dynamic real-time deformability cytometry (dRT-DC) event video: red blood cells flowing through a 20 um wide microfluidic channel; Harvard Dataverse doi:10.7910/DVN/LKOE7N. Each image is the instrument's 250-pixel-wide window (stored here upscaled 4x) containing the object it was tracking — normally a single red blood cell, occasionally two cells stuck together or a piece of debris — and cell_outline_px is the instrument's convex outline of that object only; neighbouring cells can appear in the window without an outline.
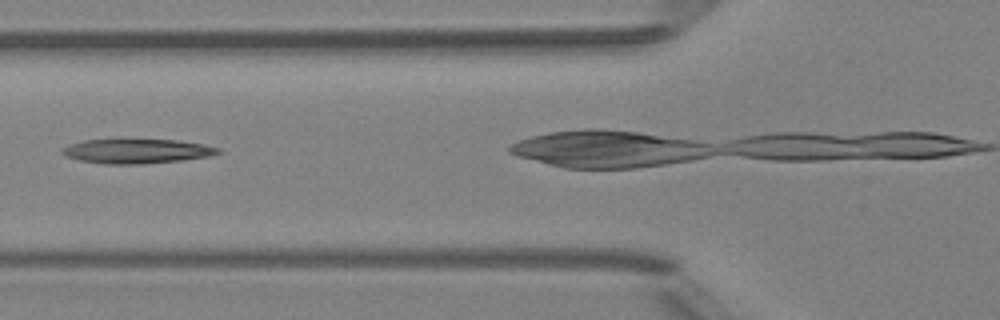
{"species": "Egyptian fruit bat (a non-hibernating species)", "species_latin": "Rousettus aegyptiacus", "temperature_condition": "room temperature", "stored_images_in_passage": 5, "camera_frame_rate_fps": 3000, "um_per_image_px": 0.085, "animal": {"sex": "female"}, "frame": {"image": 1, "passage_image": 4, "time_ms": 3.333, "image_size_px": [1000, 320], "cell_outline_px": [[224, 152], [212, 156], [180, 160], [140, 164], [104, 164], [80, 160], [64, 156], [60, 152], [60, 148], [68, 144], [84, 140], [176, 140], [204, 144], [220, 148]], "centroid_in_image_um": [11.62, 12.85], "position_along_channel_um": 114.2, "area_um2": 22.31}}